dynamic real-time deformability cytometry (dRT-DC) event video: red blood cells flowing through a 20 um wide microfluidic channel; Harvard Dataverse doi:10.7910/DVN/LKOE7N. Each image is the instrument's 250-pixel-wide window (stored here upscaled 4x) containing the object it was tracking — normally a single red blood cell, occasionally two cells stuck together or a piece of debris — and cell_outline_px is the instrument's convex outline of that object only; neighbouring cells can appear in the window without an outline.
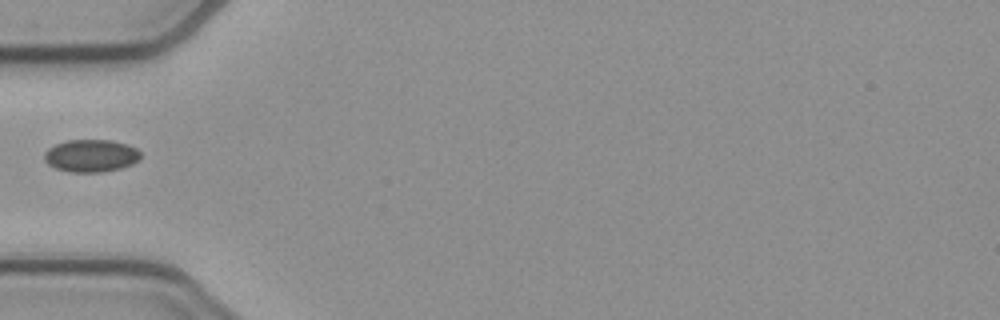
{"species": "common noctule bat (a hibernating species)", "species_latin": "Nyctalus noctula", "temperature_condition": "cold", "stored_images_in_passage": 33, "camera_frame_rate_fps": 3000, "um_per_image_px": 0.085, "animal": {"sex": "female", "body_mass_g": 21.9}, "frame": {"image": 1, "passage_image": 1, "time_ms": 0.0, "image_size_px": [1000, 320], "cell_outline_px": [[140, 160], [132, 164], [120, 168], [100, 172], [68, 172], [56, 168], [48, 164], [44, 160], [44, 152], [48, 148], [56, 144], [68, 140], [108, 140], [128, 144], [136, 148], [140, 152]], "centroid_in_image_um": [7.73, 13.23], "position_along_channel_um": 77.3, "area_um2": 18.26}}
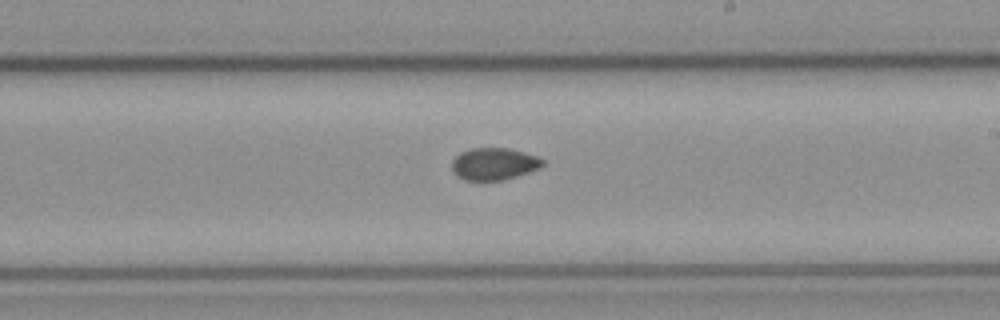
{"frame": {"image": 2, "passage_image": 14, "time_ms": 4.333, "image_size_px": [1000, 320], "cell_outline_px": [[544, 164], [540, 168], [504, 180], [464, 180], [456, 176], [452, 172], [452, 160], [460, 152], [472, 148], [508, 148], [524, 152], [536, 156], [544, 160]], "centroid_in_image_um": [41.97, 13.93], "position_along_channel_um": 247.0, "area_um2": 17.05}}
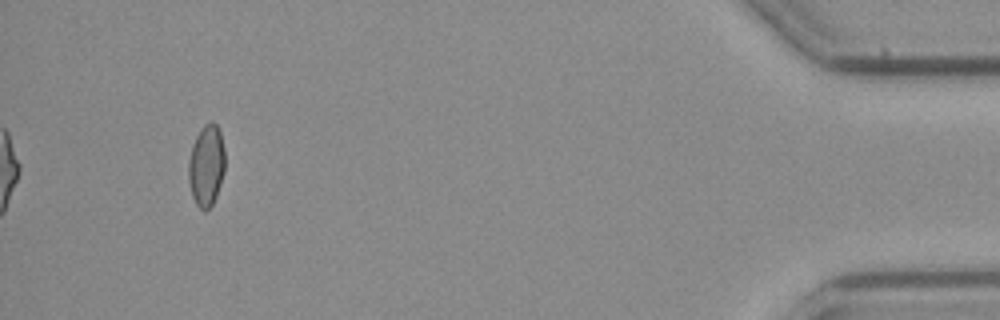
{"frame": {"image": 3, "passage_image": 33, "time_ms": 10.667, "image_size_px": [1000, 320], "cell_outline_px": [[224, 172], [216, 196], [212, 204], [204, 212], [196, 204], [192, 196], [188, 180], [188, 160], [192, 144], [200, 128], [204, 124], [212, 120], [216, 124], [220, 132], [224, 148]], "centroid_in_image_um": [17.52, 14.04], "position_along_channel_um": 417.7, "area_um2": 17.46}}